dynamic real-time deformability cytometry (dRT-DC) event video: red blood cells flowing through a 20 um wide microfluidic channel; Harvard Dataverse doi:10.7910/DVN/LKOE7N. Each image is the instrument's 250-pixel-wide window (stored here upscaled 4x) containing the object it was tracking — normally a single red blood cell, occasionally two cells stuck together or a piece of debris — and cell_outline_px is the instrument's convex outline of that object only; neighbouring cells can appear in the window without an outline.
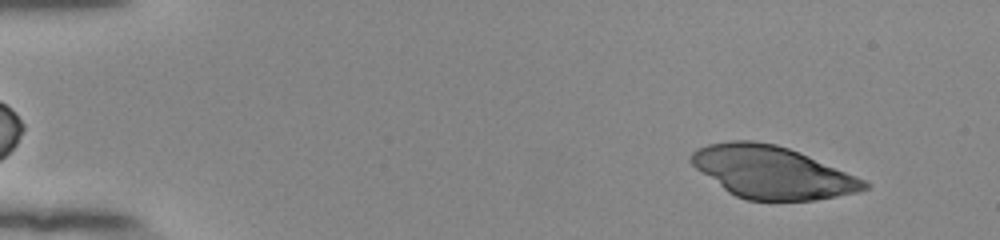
{"species": "human", "species_latin": "Homo sapiens", "temperature_condition": "room temperature", "stored_images_in_passage": 52, "camera_frame_rate_fps": 3000, "um_per_image_px": 0.085, "donor": {"sex": "female"}, "frame": {"image": 1, "passage_image": 5, "time_ms": 1.333, "image_size_px": [1000, 240], "cell_outline_px": [[872, 184], [868, 188], [860, 192], [816, 200], [748, 200], [736, 196], [728, 192], [696, 168], [688, 160], [692, 152], [696, 148], [708, 144], [728, 140], [752, 140], [776, 144], [800, 152], [856, 176]], "centroid_in_image_um": [65.63, 14.63], "position_along_channel_um": 19.4, "area_um2": 52.66}}